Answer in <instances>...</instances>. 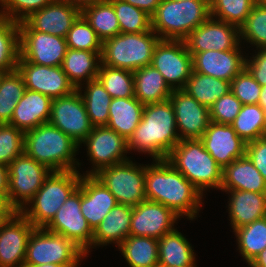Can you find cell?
Here are the masks:
<instances>
[{"mask_svg":"<svg viewBox=\"0 0 266 267\" xmlns=\"http://www.w3.org/2000/svg\"><path fill=\"white\" fill-rule=\"evenodd\" d=\"M49 123L68 135L79 147L93 129L78 90L68 96L53 99Z\"/></svg>","mask_w":266,"mask_h":267,"instance_id":"cell-14","label":"cell"},{"mask_svg":"<svg viewBox=\"0 0 266 267\" xmlns=\"http://www.w3.org/2000/svg\"><path fill=\"white\" fill-rule=\"evenodd\" d=\"M73 241L86 256L92 247L93 230L81 213V187L79 186L44 227Z\"/></svg>","mask_w":266,"mask_h":267,"instance_id":"cell-13","label":"cell"},{"mask_svg":"<svg viewBox=\"0 0 266 267\" xmlns=\"http://www.w3.org/2000/svg\"><path fill=\"white\" fill-rule=\"evenodd\" d=\"M116 13L121 33H143L152 30L151 15L123 0H108Z\"/></svg>","mask_w":266,"mask_h":267,"instance_id":"cell-42","label":"cell"},{"mask_svg":"<svg viewBox=\"0 0 266 267\" xmlns=\"http://www.w3.org/2000/svg\"><path fill=\"white\" fill-rule=\"evenodd\" d=\"M230 125L246 143L266 136L265 112L259 104L242 105L237 117Z\"/></svg>","mask_w":266,"mask_h":267,"instance_id":"cell-37","label":"cell"},{"mask_svg":"<svg viewBox=\"0 0 266 267\" xmlns=\"http://www.w3.org/2000/svg\"><path fill=\"white\" fill-rule=\"evenodd\" d=\"M258 104L264 110L266 117V85L261 87L260 99Z\"/></svg>","mask_w":266,"mask_h":267,"instance_id":"cell-57","label":"cell"},{"mask_svg":"<svg viewBox=\"0 0 266 267\" xmlns=\"http://www.w3.org/2000/svg\"><path fill=\"white\" fill-rule=\"evenodd\" d=\"M166 160L202 194L209 188H221L223 168L208 153L200 139H182Z\"/></svg>","mask_w":266,"mask_h":267,"instance_id":"cell-5","label":"cell"},{"mask_svg":"<svg viewBox=\"0 0 266 267\" xmlns=\"http://www.w3.org/2000/svg\"><path fill=\"white\" fill-rule=\"evenodd\" d=\"M261 87L246 68L230 82V91L243 105L258 104Z\"/></svg>","mask_w":266,"mask_h":267,"instance_id":"cell-47","label":"cell"},{"mask_svg":"<svg viewBox=\"0 0 266 267\" xmlns=\"http://www.w3.org/2000/svg\"><path fill=\"white\" fill-rule=\"evenodd\" d=\"M144 106L135 96L112 99L107 127L128 140L141 121Z\"/></svg>","mask_w":266,"mask_h":267,"instance_id":"cell-30","label":"cell"},{"mask_svg":"<svg viewBox=\"0 0 266 267\" xmlns=\"http://www.w3.org/2000/svg\"><path fill=\"white\" fill-rule=\"evenodd\" d=\"M26 91L18 70L6 73L0 82V124H9L18 101Z\"/></svg>","mask_w":266,"mask_h":267,"instance_id":"cell-40","label":"cell"},{"mask_svg":"<svg viewBox=\"0 0 266 267\" xmlns=\"http://www.w3.org/2000/svg\"><path fill=\"white\" fill-rule=\"evenodd\" d=\"M248 265L250 267H266V248L262 250Z\"/></svg>","mask_w":266,"mask_h":267,"instance_id":"cell-55","label":"cell"},{"mask_svg":"<svg viewBox=\"0 0 266 267\" xmlns=\"http://www.w3.org/2000/svg\"><path fill=\"white\" fill-rule=\"evenodd\" d=\"M20 57L42 66H61L67 52L66 38L32 30L24 21L19 22Z\"/></svg>","mask_w":266,"mask_h":267,"instance_id":"cell-11","label":"cell"},{"mask_svg":"<svg viewBox=\"0 0 266 267\" xmlns=\"http://www.w3.org/2000/svg\"><path fill=\"white\" fill-rule=\"evenodd\" d=\"M240 100L230 91L220 97L210 108V121L231 124L242 108Z\"/></svg>","mask_w":266,"mask_h":267,"instance_id":"cell-49","label":"cell"},{"mask_svg":"<svg viewBox=\"0 0 266 267\" xmlns=\"http://www.w3.org/2000/svg\"><path fill=\"white\" fill-rule=\"evenodd\" d=\"M118 247L130 267H154L158 263L156 238L130 235Z\"/></svg>","mask_w":266,"mask_h":267,"instance_id":"cell-33","label":"cell"},{"mask_svg":"<svg viewBox=\"0 0 266 267\" xmlns=\"http://www.w3.org/2000/svg\"><path fill=\"white\" fill-rule=\"evenodd\" d=\"M123 1L146 11L149 15H152L155 12L158 5L161 3V0H123Z\"/></svg>","mask_w":266,"mask_h":267,"instance_id":"cell-52","label":"cell"},{"mask_svg":"<svg viewBox=\"0 0 266 267\" xmlns=\"http://www.w3.org/2000/svg\"><path fill=\"white\" fill-rule=\"evenodd\" d=\"M200 140L208 153L223 169L234 160L244 156L246 152V142L236 134L229 124L210 121Z\"/></svg>","mask_w":266,"mask_h":267,"instance_id":"cell-21","label":"cell"},{"mask_svg":"<svg viewBox=\"0 0 266 267\" xmlns=\"http://www.w3.org/2000/svg\"><path fill=\"white\" fill-rule=\"evenodd\" d=\"M81 15V9L60 0L32 12L23 20L32 30L66 38L71 26Z\"/></svg>","mask_w":266,"mask_h":267,"instance_id":"cell-22","label":"cell"},{"mask_svg":"<svg viewBox=\"0 0 266 267\" xmlns=\"http://www.w3.org/2000/svg\"><path fill=\"white\" fill-rule=\"evenodd\" d=\"M97 79L112 99L134 97V76L132 71L101 64Z\"/></svg>","mask_w":266,"mask_h":267,"instance_id":"cell-41","label":"cell"},{"mask_svg":"<svg viewBox=\"0 0 266 267\" xmlns=\"http://www.w3.org/2000/svg\"><path fill=\"white\" fill-rule=\"evenodd\" d=\"M183 90L210 108L220 97L230 92V82L192 71Z\"/></svg>","mask_w":266,"mask_h":267,"instance_id":"cell-34","label":"cell"},{"mask_svg":"<svg viewBox=\"0 0 266 267\" xmlns=\"http://www.w3.org/2000/svg\"><path fill=\"white\" fill-rule=\"evenodd\" d=\"M257 54L245 59V68L254 79L261 85H266V48H259ZM253 58V59H251Z\"/></svg>","mask_w":266,"mask_h":267,"instance_id":"cell-51","label":"cell"},{"mask_svg":"<svg viewBox=\"0 0 266 267\" xmlns=\"http://www.w3.org/2000/svg\"><path fill=\"white\" fill-rule=\"evenodd\" d=\"M68 48L73 50L102 51V41L95 30L80 15L66 36Z\"/></svg>","mask_w":266,"mask_h":267,"instance_id":"cell-44","label":"cell"},{"mask_svg":"<svg viewBox=\"0 0 266 267\" xmlns=\"http://www.w3.org/2000/svg\"><path fill=\"white\" fill-rule=\"evenodd\" d=\"M133 207L117 204L93 231L92 248L109 243L119 246L130 236Z\"/></svg>","mask_w":266,"mask_h":267,"instance_id":"cell-28","label":"cell"},{"mask_svg":"<svg viewBox=\"0 0 266 267\" xmlns=\"http://www.w3.org/2000/svg\"><path fill=\"white\" fill-rule=\"evenodd\" d=\"M173 106L180 140L200 139L210 122V111L183 89H173L169 97ZM179 129V130H178Z\"/></svg>","mask_w":266,"mask_h":267,"instance_id":"cell-19","label":"cell"},{"mask_svg":"<svg viewBox=\"0 0 266 267\" xmlns=\"http://www.w3.org/2000/svg\"><path fill=\"white\" fill-rule=\"evenodd\" d=\"M134 96L142 104L160 103L169 100L172 89L163 75L152 65L141 67L133 72Z\"/></svg>","mask_w":266,"mask_h":267,"instance_id":"cell-31","label":"cell"},{"mask_svg":"<svg viewBox=\"0 0 266 267\" xmlns=\"http://www.w3.org/2000/svg\"><path fill=\"white\" fill-rule=\"evenodd\" d=\"M94 176L114 195L118 204L135 207L146 199L144 165L128 160L104 167Z\"/></svg>","mask_w":266,"mask_h":267,"instance_id":"cell-9","label":"cell"},{"mask_svg":"<svg viewBox=\"0 0 266 267\" xmlns=\"http://www.w3.org/2000/svg\"><path fill=\"white\" fill-rule=\"evenodd\" d=\"M171 1L179 2V1H186V0H171Z\"/></svg>","mask_w":266,"mask_h":267,"instance_id":"cell-62","label":"cell"},{"mask_svg":"<svg viewBox=\"0 0 266 267\" xmlns=\"http://www.w3.org/2000/svg\"><path fill=\"white\" fill-rule=\"evenodd\" d=\"M8 167L0 164V193L7 195L8 193Z\"/></svg>","mask_w":266,"mask_h":267,"instance_id":"cell-54","label":"cell"},{"mask_svg":"<svg viewBox=\"0 0 266 267\" xmlns=\"http://www.w3.org/2000/svg\"><path fill=\"white\" fill-rule=\"evenodd\" d=\"M80 180L81 175L76 170L52 171L42 187L20 212L35 227H45L79 187ZM29 204L30 208L27 207Z\"/></svg>","mask_w":266,"mask_h":267,"instance_id":"cell-6","label":"cell"},{"mask_svg":"<svg viewBox=\"0 0 266 267\" xmlns=\"http://www.w3.org/2000/svg\"><path fill=\"white\" fill-rule=\"evenodd\" d=\"M239 252L249 264L266 248V217L234 230Z\"/></svg>","mask_w":266,"mask_h":267,"instance_id":"cell-39","label":"cell"},{"mask_svg":"<svg viewBox=\"0 0 266 267\" xmlns=\"http://www.w3.org/2000/svg\"><path fill=\"white\" fill-rule=\"evenodd\" d=\"M256 0H210V15L240 28Z\"/></svg>","mask_w":266,"mask_h":267,"instance_id":"cell-43","label":"cell"},{"mask_svg":"<svg viewBox=\"0 0 266 267\" xmlns=\"http://www.w3.org/2000/svg\"><path fill=\"white\" fill-rule=\"evenodd\" d=\"M60 1L67 2L71 5H74L80 9H82L88 5H92V4L100 2L102 0H60Z\"/></svg>","mask_w":266,"mask_h":267,"instance_id":"cell-56","label":"cell"},{"mask_svg":"<svg viewBox=\"0 0 266 267\" xmlns=\"http://www.w3.org/2000/svg\"><path fill=\"white\" fill-rule=\"evenodd\" d=\"M53 0H0V15L13 21H23L32 12L49 5Z\"/></svg>","mask_w":266,"mask_h":267,"instance_id":"cell-48","label":"cell"},{"mask_svg":"<svg viewBox=\"0 0 266 267\" xmlns=\"http://www.w3.org/2000/svg\"><path fill=\"white\" fill-rule=\"evenodd\" d=\"M52 171L25 153L8 166V193L10 205L21 211L42 187Z\"/></svg>","mask_w":266,"mask_h":267,"instance_id":"cell-10","label":"cell"},{"mask_svg":"<svg viewBox=\"0 0 266 267\" xmlns=\"http://www.w3.org/2000/svg\"><path fill=\"white\" fill-rule=\"evenodd\" d=\"M17 70L26 89L40 92L50 98L65 97L77 90L61 66H42L23 60L20 56Z\"/></svg>","mask_w":266,"mask_h":267,"instance_id":"cell-17","label":"cell"},{"mask_svg":"<svg viewBox=\"0 0 266 267\" xmlns=\"http://www.w3.org/2000/svg\"><path fill=\"white\" fill-rule=\"evenodd\" d=\"M5 74H6L5 71L0 70V82H1V80H2V78H3V76H4Z\"/></svg>","mask_w":266,"mask_h":267,"instance_id":"cell-60","label":"cell"},{"mask_svg":"<svg viewBox=\"0 0 266 267\" xmlns=\"http://www.w3.org/2000/svg\"><path fill=\"white\" fill-rule=\"evenodd\" d=\"M82 143L87 146L88 156L94 166L82 175H94L104 167L130 160L124 155L128 153L127 140L107 126L93 127Z\"/></svg>","mask_w":266,"mask_h":267,"instance_id":"cell-15","label":"cell"},{"mask_svg":"<svg viewBox=\"0 0 266 267\" xmlns=\"http://www.w3.org/2000/svg\"><path fill=\"white\" fill-rule=\"evenodd\" d=\"M240 42L245 40L257 49L266 48V7L255 4L239 28Z\"/></svg>","mask_w":266,"mask_h":267,"instance_id":"cell-45","label":"cell"},{"mask_svg":"<svg viewBox=\"0 0 266 267\" xmlns=\"http://www.w3.org/2000/svg\"><path fill=\"white\" fill-rule=\"evenodd\" d=\"M79 145L50 123L25 132L24 153L51 171L77 170Z\"/></svg>","mask_w":266,"mask_h":267,"instance_id":"cell-3","label":"cell"},{"mask_svg":"<svg viewBox=\"0 0 266 267\" xmlns=\"http://www.w3.org/2000/svg\"><path fill=\"white\" fill-rule=\"evenodd\" d=\"M231 194L228 203L233 230L266 217V193L222 190Z\"/></svg>","mask_w":266,"mask_h":267,"instance_id":"cell-26","label":"cell"},{"mask_svg":"<svg viewBox=\"0 0 266 267\" xmlns=\"http://www.w3.org/2000/svg\"><path fill=\"white\" fill-rule=\"evenodd\" d=\"M16 210L10 205L7 195L0 193V222L9 219Z\"/></svg>","mask_w":266,"mask_h":267,"instance_id":"cell-53","label":"cell"},{"mask_svg":"<svg viewBox=\"0 0 266 267\" xmlns=\"http://www.w3.org/2000/svg\"><path fill=\"white\" fill-rule=\"evenodd\" d=\"M102 51L73 50L68 48L61 65L69 81L77 89L82 81L97 79ZM98 61V62H97Z\"/></svg>","mask_w":266,"mask_h":267,"instance_id":"cell-29","label":"cell"},{"mask_svg":"<svg viewBox=\"0 0 266 267\" xmlns=\"http://www.w3.org/2000/svg\"><path fill=\"white\" fill-rule=\"evenodd\" d=\"M178 216L172 209L161 203L145 199L135 207L130 222L131 236H145L160 239L173 231Z\"/></svg>","mask_w":266,"mask_h":267,"instance_id":"cell-20","label":"cell"},{"mask_svg":"<svg viewBox=\"0 0 266 267\" xmlns=\"http://www.w3.org/2000/svg\"><path fill=\"white\" fill-rule=\"evenodd\" d=\"M85 85V91L81 90L82 86L78 87L77 90L81 93L92 126H107L112 97L98 79L91 80ZM82 91H84L83 94Z\"/></svg>","mask_w":266,"mask_h":267,"instance_id":"cell-35","label":"cell"},{"mask_svg":"<svg viewBox=\"0 0 266 267\" xmlns=\"http://www.w3.org/2000/svg\"><path fill=\"white\" fill-rule=\"evenodd\" d=\"M151 30L143 33H120L102 43L101 64L136 71L151 65L153 51L160 37Z\"/></svg>","mask_w":266,"mask_h":267,"instance_id":"cell-7","label":"cell"},{"mask_svg":"<svg viewBox=\"0 0 266 267\" xmlns=\"http://www.w3.org/2000/svg\"><path fill=\"white\" fill-rule=\"evenodd\" d=\"M181 232L174 229L158 239V263L167 267H196L193 247Z\"/></svg>","mask_w":266,"mask_h":267,"instance_id":"cell-32","label":"cell"},{"mask_svg":"<svg viewBox=\"0 0 266 267\" xmlns=\"http://www.w3.org/2000/svg\"><path fill=\"white\" fill-rule=\"evenodd\" d=\"M154 267H167V266H164V265H161L160 263H157Z\"/></svg>","mask_w":266,"mask_h":267,"instance_id":"cell-61","label":"cell"},{"mask_svg":"<svg viewBox=\"0 0 266 267\" xmlns=\"http://www.w3.org/2000/svg\"><path fill=\"white\" fill-rule=\"evenodd\" d=\"M34 229L19 211L0 222V267H24L28 239Z\"/></svg>","mask_w":266,"mask_h":267,"instance_id":"cell-18","label":"cell"},{"mask_svg":"<svg viewBox=\"0 0 266 267\" xmlns=\"http://www.w3.org/2000/svg\"><path fill=\"white\" fill-rule=\"evenodd\" d=\"M79 186L81 187V213L94 231L118 202L94 175H81Z\"/></svg>","mask_w":266,"mask_h":267,"instance_id":"cell-23","label":"cell"},{"mask_svg":"<svg viewBox=\"0 0 266 267\" xmlns=\"http://www.w3.org/2000/svg\"><path fill=\"white\" fill-rule=\"evenodd\" d=\"M81 15L95 30L102 42L121 33L115 10L108 0L82 8Z\"/></svg>","mask_w":266,"mask_h":267,"instance_id":"cell-36","label":"cell"},{"mask_svg":"<svg viewBox=\"0 0 266 267\" xmlns=\"http://www.w3.org/2000/svg\"><path fill=\"white\" fill-rule=\"evenodd\" d=\"M154 161L152 165L145 166L146 199L193 220L202 205V192L166 159Z\"/></svg>","mask_w":266,"mask_h":267,"instance_id":"cell-1","label":"cell"},{"mask_svg":"<svg viewBox=\"0 0 266 267\" xmlns=\"http://www.w3.org/2000/svg\"><path fill=\"white\" fill-rule=\"evenodd\" d=\"M184 41L190 53L241 50L239 27L211 16Z\"/></svg>","mask_w":266,"mask_h":267,"instance_id":"cell-16","label":"cell"},{"mask_svg":"<svg viewBox=\"0 0 266 267\" xmlns=\"http://www.w3.org/2000/svg\"><path fill=\"white\" fill-rule=\"evenodd\" d=\"M24 132L10 124H0V164H9L24 153Z\"/></svg>","mask_w":266,"mask_h":267,"instance_id":"cell-46","label":"cell"},{"mask_svg":"<svg viewBox=\"0 0 266 267\" xmlns=\"http://www.w3.org/2000/svg\"><path fill=\"white\" fill-rule=\"evenodd\" d=\"M85 256V252L65 236L35 227L28 239L24 266L53 263L78 267Z\"/></svg>","mask_w":266,"mask_h":267,"instance_id":"cell-8","label":"cell"},{"mask_svg":"<svg viewBox=\"0 0 266 267\" xmlns=\"http://www.w3.org/2000/svg\"><path fill=\"white\" fill-rule=\"evenodd\" d=\"M245 154L266 180V136L246 143Z\"/></svg>","mask_w":266,"mask_h":267,"instance_id":"cell-50","label":"cell"},{"mask_svg":"<svg viewBox=\"0 0 266 267\" xmlns=\"http://www.w3.org/2000/svg\"><path fill=\"white\" fill-rule=\"evenodd\" d=\"M24 267H66V266L49 263V264H41V265H36V266H24Z\"/></svg>","mask_w":266,"mask_h":267,"instance_id":"cell-58","label":"cell"},{"mask_svg":"<svg viewBox=\"0 0 266 267\" xmlns=\"http://www.w3.org/2000/svg\"><path fill=\"white\" fill-rule=\"evenodd\" d=\"M210 16V0H161L151 15L152 30L162 40L184 41Z\"/></svg>","mask_w":266,"mask_h":267,"instance_id":"cell-4","label":"cell"},{"mask_svg":"<svg viewBox=\"0 0 266 267\" xmlns=\"http://www.w3.org/2000/svg\"><path fill=\"white\" fill-rule=\"evenodd\" d=\"M241 50L190 53L193 71L231 82L245 68Z\"/></svg>","mask_w":266,"mask_h":267,"instance_id":"cell-24","label":"cell"},{"mask_svg":"<svg viewBox=\"0 0 266 267\" xmlns=\"http://www.w3.org/2000/svg\"><path fill=\"white\" fill-rule=\"evenodd\" d=\"M19 49V22L0 15V70L17 69Z\"/></svg>","mask_w":266,"mask_h":267,"instance_id":"cell-38","label":"cell"},{"mask_svg":"<svg viewBox=\"0 0 266 267\" xmlns=\"http://www.w3.org/2000/svg\"><path fill=\"white\" fill-rule=\"evenodd\" d=\"M52 101L49 96L26 89L14 109L9 124L25 133L49 123Z\"/></svg>","mask_w":266,"mask_h":267,"instance_id":"cell-25","label":"cell"},{"mask_svg":"<svg viewBox=\"0 0 266 267\" xmlns=\"http://www.w3.org/2000/svg\"><path fill=\"white\" fill-rule=\"evenodd\" d=\"M256 4L266 7V0H256Z\"/></svg>","mask_w":266,"mask_h":267,"instance_id":"cell-59","label":"cell"},{"mask_svg":"<svg viewBox=\"0 0 266 267\" xmlns=\"http://www.w3.org/2000/svg\"><path fill=\"white\" fill-rule=\"evenodd\" d=\"M170 100L146 104L140 123L127 140L128 151L148 153L154 160H165L180 142Z\"/></svg>","mask_w":266,"mask_h":267,"instance_id":"cell-2","label":"cell"},{"mask_svg":"<svg viewBox=\"0 0 266 267\" xmlns=\"http://www.w3.org/2000/svg\"><path fill=\"white\" fill-rule=\"evenodd\" d=\"M220 190L266 193V180L245 154L223 169Z\"/></svg>","mask_w":266,"mask_h":267,"instance_id":"cell-27","label":"cell"},{"mask_svg":"<svg viewBox=\"0 0 266 267\" xmlns=\"http://www.w3.org/2000/svg\"><path fill=\"white\" fill-rule=\"evenodd\" d=\"M151 65L162 75L173 89H183L193 71L192 55L185 41L162 40L156 44Z\"/></svg>","mask_w":266,"mask_h":267,"instance_id":"cell-12","label":"cell"}]
</instances>
